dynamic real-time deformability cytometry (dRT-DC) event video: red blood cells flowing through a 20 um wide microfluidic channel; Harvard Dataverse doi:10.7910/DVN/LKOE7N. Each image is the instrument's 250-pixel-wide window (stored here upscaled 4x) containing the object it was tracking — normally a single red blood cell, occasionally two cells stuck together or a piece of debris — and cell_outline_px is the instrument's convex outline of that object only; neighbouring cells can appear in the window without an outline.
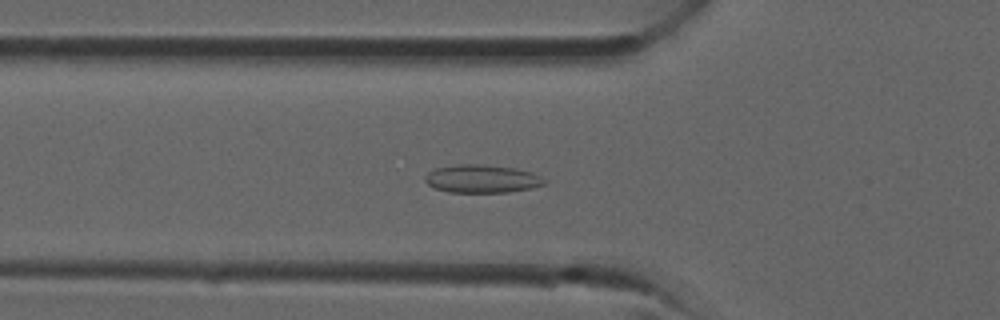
{"species": "common noctule bat (a hibernating species)", "species_latin": "Nyctalus noctula", "temperature_condition": "room temperature", "stored_images_in_passage": 32, "camera_frame_rate_fps": 3000, "um_per_image_px": 0.085, "animal": {"sex": "male", "forearm_length_mm": 52.5}, "frame": {"image": 1, "passage_image": 9, "time_ms": 2.667, "image_size_px": [1000, 320], "cell_outline_px": [[548, 180], [544, 184], [532, 188], [508, 192], [448, 192], [436, 188], [428, 184], [424, 180], [424, 176], [428, 172], [436, 168], [456, 164], [484, 164], [516, 168], [532, 172]], "centroid_in_image_um": [40.98, 15.19], "position_along_channel_um": 84.8, "area_um2": 19.65}}
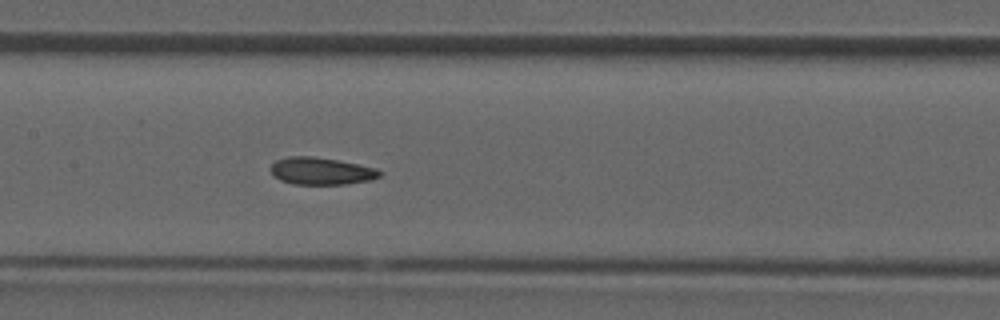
{"frame": {"image": 2, "passage_image": 14, "time_ms": 4.333, "image_size_px": [1000, 320], "cell_outline_px": [[384, 172], [380, 176], [372, 180], [344, 184], [292, 184], [280, 180], [272, 176], [272, 164], [276, 160], [288, 156], [312, 156], [336, 160], [376, 168]], "centroid_in_image_um": [27.3, 14.54], "position_along_channel_um": 180.1, "area_um2": 17.28}}
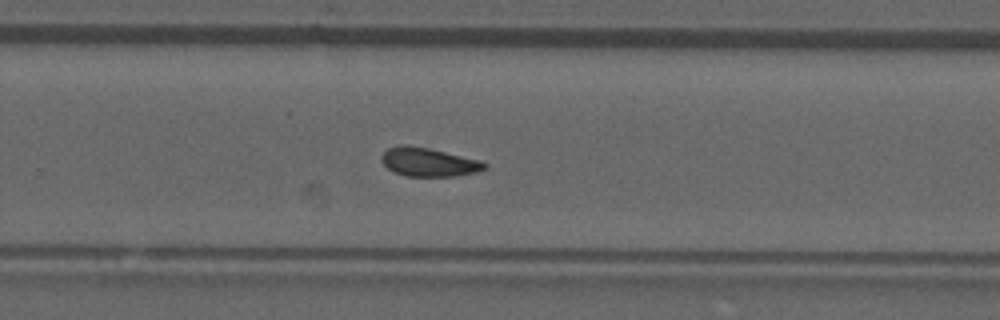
{"frame": {"image": 3, "passage_image": 20, "time_ms": 6.333, "image_size_px": [1000, 320], "cell_outline_px": [[488, 168], [476, 172], [456, 176], [408, 176], [396, 172], [388, 168], [380, 160], [380, 156], [388, 148], [400, 144], [408, 144], [428, 148], [480, 160], [488, 164]], "centroid_in_image_um": [36.43, 13.77], "position_along_channel_um": 293.4, "area_um2": 17.22}}